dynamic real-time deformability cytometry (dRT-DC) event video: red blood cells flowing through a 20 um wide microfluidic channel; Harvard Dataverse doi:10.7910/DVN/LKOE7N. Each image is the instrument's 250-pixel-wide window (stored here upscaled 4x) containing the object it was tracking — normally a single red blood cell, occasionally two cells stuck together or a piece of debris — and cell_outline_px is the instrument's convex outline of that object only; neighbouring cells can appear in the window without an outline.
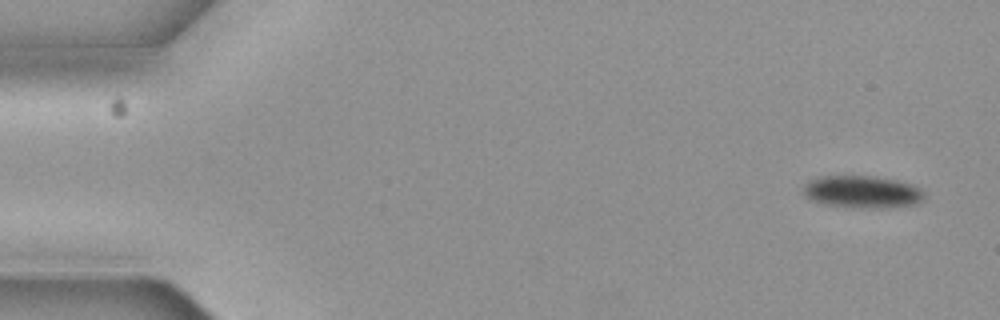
{"species": "common noctule bat (a hibernating species)", "species_latin": "Nyctalus noctula", "temperature_condition": "cold", "stored_images_in_passage": 4, "camera_frame_rate_fps": 3000, "um_per_image_px": 0.085, "animal": {"sex": "female", "body_mass_g": 19.3, "forearm_length_mm": 54.1}, "frame": {"image": 1, "passage_image": 1, "time_ms": 0.0, "image_size_px": [1000, 320], "cell_outline_px": [[924, 200], [920, 204], [884, 208], [876, 208], [824, 204], [808, 200], [800, 192], [804, 184], [820, 176], [872, 176], [896, 180], [912, 184], [920, 188], [924, 192]], "centroid_in_image_um": [73.29, 16.31], "position_along_channel_um": 11.7, "area_um2": 23.0}}
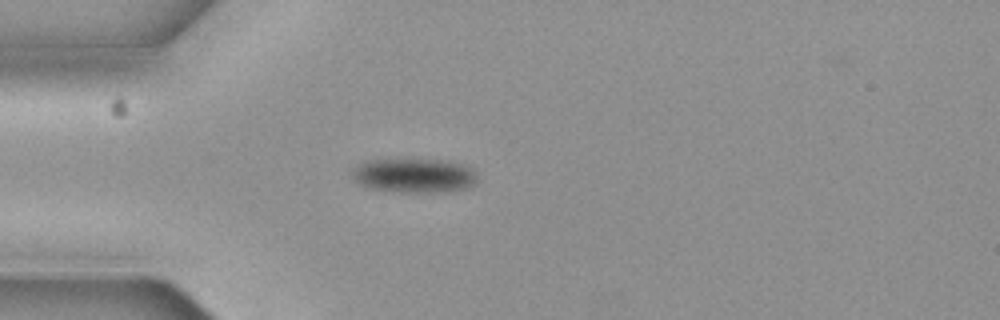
{"frame": {"image": 2, "passage_image": 4, "time_ms": 1.0, "image_size_px": [1000, 320], "cell_outline_px": [[476, 184], [468, 188], [432, 192], [400, 192], [364, 188], [352, 176], [348, 168], [364, 160], [448, 160], [468, 164], [476, 172]], "centroid_in_image_um": [35.16, 14.91], "position_along_channel_um": 49.8, "area_um2": 25.55}}